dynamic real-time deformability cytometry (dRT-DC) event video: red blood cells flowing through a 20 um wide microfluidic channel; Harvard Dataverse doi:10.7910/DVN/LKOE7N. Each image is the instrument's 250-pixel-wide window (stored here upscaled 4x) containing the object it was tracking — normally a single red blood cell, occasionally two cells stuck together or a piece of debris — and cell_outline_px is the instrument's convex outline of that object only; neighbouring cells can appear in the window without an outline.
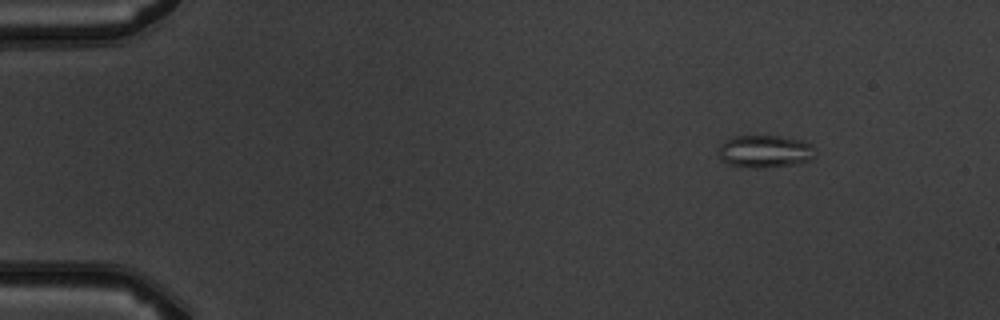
{"species": "common noctule bat (a hibernating species)", "species_latin": "Nyctalus noctula", "temperature_condition": "warm", "stored_images_in_passage": 6, "camera_frame_rate_fps": 3000, "um_per_image_px": 0.085, "animal": {"sex": "male", "body_mass_g": 19.5, "forearm_length_mm": 54.6}, "frame": {"image": 1, "passage_image": 6, "time_ms": 6.0, "image_size_px": [1000, 320], "cell_outline_px": [[816, 156], [812, 160], [796, 164], [764, 168], [752, 168], [728, 164], [720, 160], [720, 144], [724, 140], [736, 136], [780, 136], [804, 140], [812, 144]], "centroid_in_image_um": [65.06, 12.87], "position_along_channel_um": 19.9, "area_um2": 18.61}}